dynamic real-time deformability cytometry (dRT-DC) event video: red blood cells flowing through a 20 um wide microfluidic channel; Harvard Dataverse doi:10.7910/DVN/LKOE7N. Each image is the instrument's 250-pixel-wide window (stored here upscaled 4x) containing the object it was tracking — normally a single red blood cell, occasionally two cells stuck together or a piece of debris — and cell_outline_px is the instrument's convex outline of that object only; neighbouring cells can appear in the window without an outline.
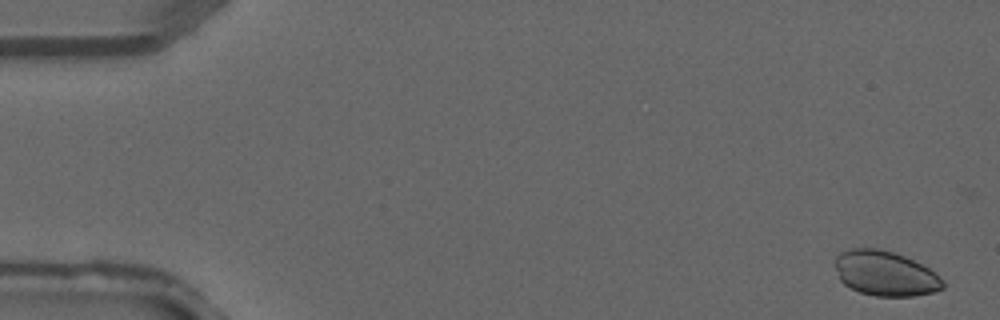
{"species": "common noctule bat (a hibernating species)", "species_latin": "Nyctalus noctula", "temperature_condition": "warm", "stored_images_in_passage": 3, "camera_frame_rate_fps": 3000, "um_per_image_px": 0.085, "animal": {"sex": "male", "forearm_length_mm": 52.5}, "frame": {"image": 1, "passage_image": 1, "time_ms": 0.0, "image_size_px": [1000, 320], "cell_outline_px": [[944, 288], [932, 292], [912, 296], [876, 296], [860, 292], [844, 284], [840, 280], [836, 268], [836, 256], [840, 252], [848, 248], [880, 248], [904, 256], [928, 268], [944, 280]], "centroid_in_image_um": [75.23, 23.23], "position_along_channel_um": 9.8, "area_um2": 28.03}}